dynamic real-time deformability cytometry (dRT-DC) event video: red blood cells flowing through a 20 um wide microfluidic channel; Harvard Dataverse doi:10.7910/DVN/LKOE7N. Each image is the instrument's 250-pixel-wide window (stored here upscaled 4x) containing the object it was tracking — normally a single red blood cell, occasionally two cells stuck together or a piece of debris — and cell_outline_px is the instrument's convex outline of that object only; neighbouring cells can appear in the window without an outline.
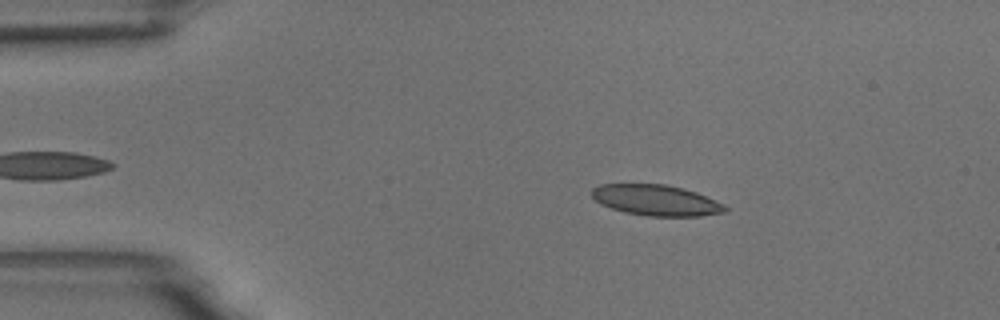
{"species": "common noctule bat (a hibernating species)", "species_latin": "Nyctalus noctula", "temperature_condition": "room temperature", "stored_images_in_passage": 47, "camera_frame_rate_fps": 3000, "um_per_image_px": 0.085, "animal": {"sex": "male", "body_mass_g": 18.8}, "frame": {"image": 1, "passage_image": 9, "time_ms": 2.667, "image_size_px": [1000, 320], "cell_outline_px": [[728, 208], [724, 212], [700, 216], [648, 216], [624, 212], [600, 204], [592, 196], [592, 188], [600, 184], [664, 184], [696, 192], [724, 204]], "centroid_in_image_um": [55.75, 17.02], "position_along_channel_um": 29.2, "area_um2": 23.76}}
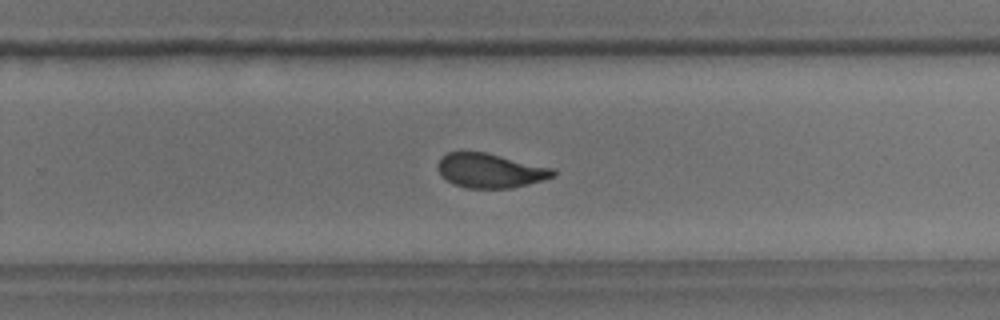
{"frame": {"image": 2, "passage_image": 35, "time_ms": 11.333, "image_size_px": [1000, 320], "cell_outline_px": [[556, 176], [512, 188], [468, 188], [452, 184], [436, 168], [440, 160], [448, 152], [484, 152], [552, 168], [556, 172]], "centroid_in_image_um": [41.67, 14.51], "position_along_channel_um": 288.1, "area_um2": 22.66}}
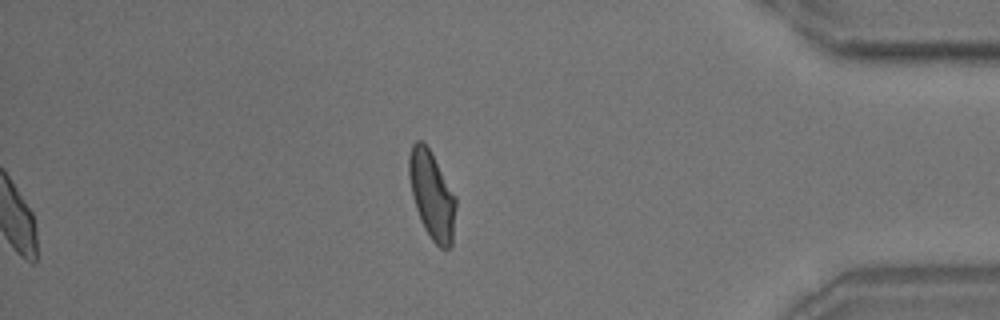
{"frame": {"image": 3, "passage_image": 47, "time_ms": 15.333, "image_size_px": [1000, 320], "cell_outline_px": [[456, 208], [452, 244], [448, 248], [440, 248], [432, 240], [424, 228], [420, 220], [412, 196], [408, 176], [408, 156], [412, 144], [416, 140], [424, 140], [456, 196]], "centroid_in_image_um": [36.7, 16.56], "position_along_channel_um": 398.5, "area_um2": 24.1}, "authors_computed_cell_mechanics": {"area_um2": 23.987, "velocity_mm_per_s": 3.622, "shape_relaxation_time_tau1_ms": 7.4894, "shape_relaxation_time_tau2_ms": 1.8152, "deformation_change_tau1": 0.1758, "deformation_change_tau2": 0.0731}}